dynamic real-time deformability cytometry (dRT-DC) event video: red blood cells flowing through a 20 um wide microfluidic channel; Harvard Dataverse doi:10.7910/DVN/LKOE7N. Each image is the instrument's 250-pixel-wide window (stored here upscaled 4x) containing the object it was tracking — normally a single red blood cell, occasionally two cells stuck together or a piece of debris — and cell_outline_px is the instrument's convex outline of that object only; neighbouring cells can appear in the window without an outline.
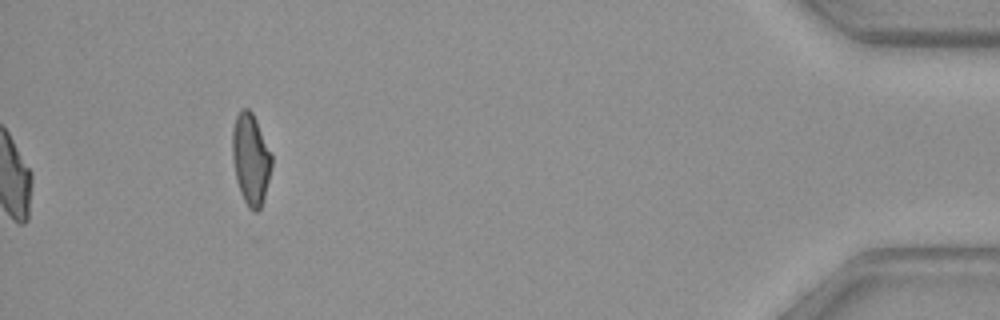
{"species": "common noctule bat (a hibernating species)", "species_latin": "Nyctalus noctula", "temperature_condition": "warm", "stored_images_in_passage": 37, "camera_frame_rate_fps": 3000, "um_per_image_px": 0.085, "animal": {"sex": "female", "body_mass_g": 29.2, "forearm_length_mm": 56.3}, "frame": {"image": 1, "passage_image": 37, "time_ms": 12.0, "image_size_px": [1000, 320], "cell_outline_px": [[272, 164], [264, 200], [260, 208], [256, 212], [252, 212], [248, 208], [240, 192], [236, 180], [232, 160], [232, 128], [236, 116], [240, 108], [248, 108], [252, 112], [256, 120], [272, 156]], "centroid_in_image_um": [21.29, 13.54], "position_along_channel_um": 413.9, "area_um2": 21.04}}